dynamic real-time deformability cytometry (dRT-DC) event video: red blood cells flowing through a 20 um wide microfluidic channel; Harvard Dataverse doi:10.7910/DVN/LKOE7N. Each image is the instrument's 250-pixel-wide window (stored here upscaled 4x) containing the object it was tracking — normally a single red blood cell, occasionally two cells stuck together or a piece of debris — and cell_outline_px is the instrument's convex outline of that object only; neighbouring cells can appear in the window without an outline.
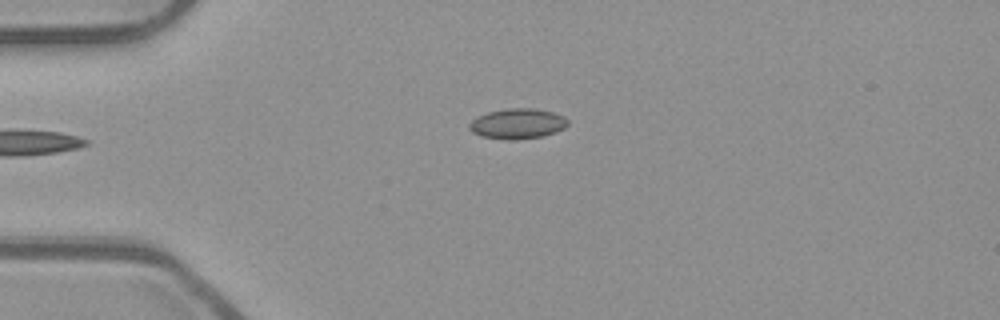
{"species": "common noctule bat (a hibernating species)", "species_latin": "Nyctalus noctula", "temperature_condition": "room temperature", "stored_images_in_passage": 34, "camera_frame_rate_fps": 3000, "um_per_image_px": 0.085, "animal": {"sex": "male", "body_mass_g": 23.1, "forearm_length_mm": 52.7}, "frame": {"image": 1, "passage_image": 1, "time_ms": 0.0, "image_size_px": [1000, 320], "cell_outline_px": [[568, 124], [564, 128], [556, 132], [540, 136], [512, 140], [484, 136], [472, 132], [468, 128], [468, 124], [476, 116], [488, 112], [508, 108], [536, 108], [552, 112], [564, 116], [568, 120]], "centroid_in_image_um": [43.99, 10.49], "position_along_channel_um": 41.0, "area_um2": 17.28}}
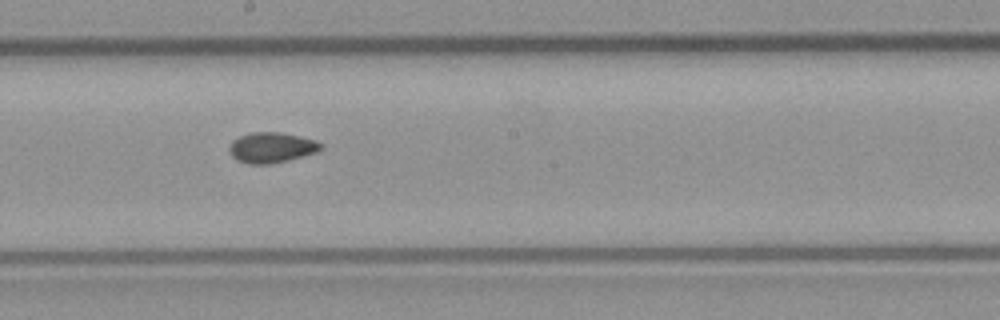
{"frame": {"image": 2, "passage_image": 17, "time_ms": 5.333, "image_size_px": [1000, 320], "cell_outline_px": [[324, 144], [316, 152], [288, 160], [268, 164], [248, 164], [236, 160], [232, 156], [228, 148], [232, 140], [240, 136], [252, 132], [280, 132], [316, 140]], "centroid_in_image_um": [23.05, 12.54], "position_along_channel_um": 225.1, "area_um2": 16.18}}
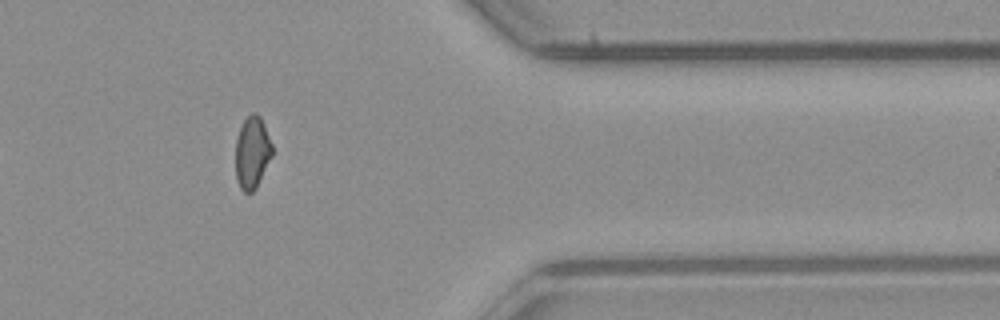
{"frame": {"image": 3, "passage_image": 31, "time_ms": 10.0, "image_size_px": [1000, 320], "cell_outline_px": [[272, 156], [256, 188], [252, 192], [244, 192], [240, 188], [236, 180], [236, 140], [240, 128], [244, 120], [252, 112], [256, 112], [260, 116], [264, 124], [272, 144]], "centroid_in_image_um": [21.43, 12.96], "position_along_channel_um": 390.0, "area_um2": 15.37}, "authors_computed_cell_mechanics": {"area_um2": 15.9239, "velocity_mm_per_s": 3.9644, "shape_relaxation_time_tau1_ms": null, "shape_relaxation_time_tau2_ms": 2.6016, "deformation_change_tau1": null, "deformation_change_tau2": 0.0588}}